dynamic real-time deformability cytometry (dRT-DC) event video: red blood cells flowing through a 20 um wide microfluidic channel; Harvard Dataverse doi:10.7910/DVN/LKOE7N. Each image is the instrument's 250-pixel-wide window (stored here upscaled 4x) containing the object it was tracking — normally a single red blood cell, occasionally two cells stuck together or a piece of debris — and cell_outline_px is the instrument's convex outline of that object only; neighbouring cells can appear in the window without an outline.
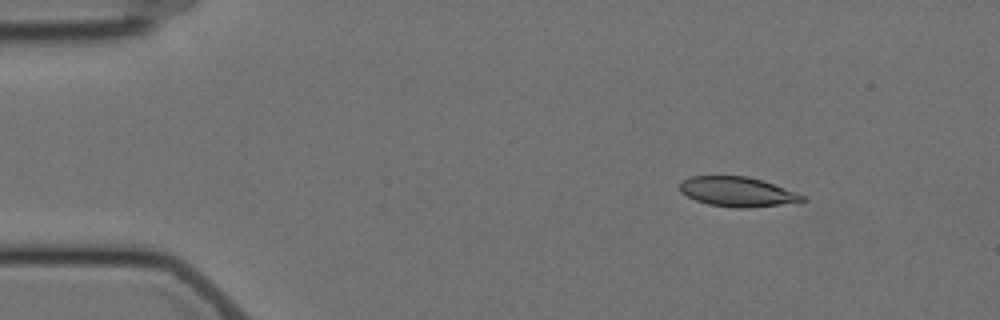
{"species": "Egyptian fruit bat (a non-hibernating species)", "species_latin": "Rousettus aegyptiacus", "temperature_condition": "cold", "stored_images_in_passage": 3, "camera_frame_rate_fps": 3000, "um_per_image_px": 0.085, "animal": {"sex": "female"}, "frame": {"image": 1, "passage_image": 1, "time_ms": 0.0, "image_size_px": [1000, 320], "cell_outline_px": [[808, 200], [800, 204], [748, 208], [732, 208], [708, 204], [696, 200], [680, 192], [680, 184], [688, 176], [748, 176], [808, 196]], "centroid_in_image_um": [62.79, 16.33], "position_along_channel_um": 22.2, "area_um2": 21.68}}